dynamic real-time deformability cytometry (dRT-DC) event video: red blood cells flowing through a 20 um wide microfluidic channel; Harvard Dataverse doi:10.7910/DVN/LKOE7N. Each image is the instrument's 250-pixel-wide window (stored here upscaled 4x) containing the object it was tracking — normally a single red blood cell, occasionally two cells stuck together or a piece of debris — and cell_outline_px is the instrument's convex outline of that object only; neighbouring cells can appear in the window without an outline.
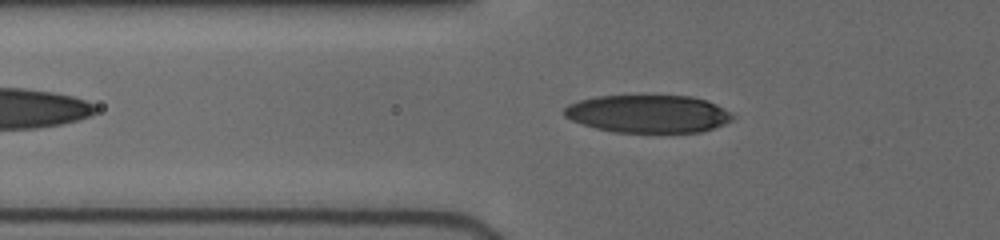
{"species": "human", "species_latin": "Homo sapiens", "temperature_condition": "cold", "stored_images_in_passage": 34, "camera_frame_rate_fps": 3000, "um_per_image_px": 0.085, "donor": {"sex": "female"}, "frame": {"image": 1, "passage_image": 6, "time_ms": 2.0, "image_size_px": [1000, 240], "cell_outline_px": [[736, 116], [712, 128], [700, 132], [616, 132], [596, 128], [572, 120], [564, 116], [564, 108], [568, 104], [580, 100], [600, 96], [692, 96], [716, 104]], "centroid_in_image_um": [55.06, 9.67], "position_along_channel_um": 70.7, "area_um2": 36.53}}
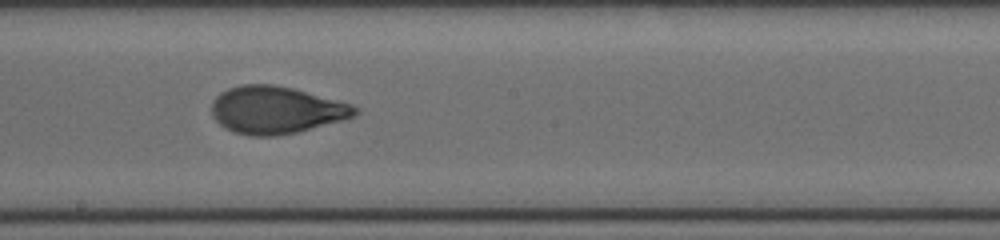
{"frame": {"image": 2, "passage_image": 16, "time_ms": 6.0, "image_size_px": [1000, 240], "cell_outline_px": [[356, 112], [352, 116], [340, 120], [296, 132], [276, 136], [252, 136], [236, 132], [220, 124], [212, 116], [212, 104], [216, 96], [220, 92], [228, 88], [240, 84], [272, 84], [292, 88], [352, 104], [356, 108]], "centroid_in_image_um": [23.41, 9.33], "position_along_channel_um": 224.8, "area_um2": 38.96}}
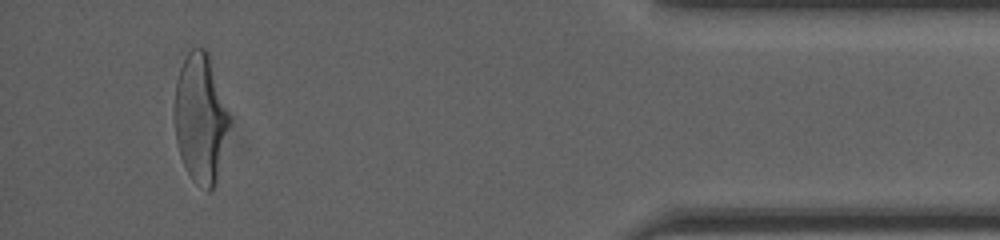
{"frame": {"image": 3, "passage_image": 31, "time_ms": 12.0, "image_size_px": [1000, 240], "cell_outline_px": [[228, 124], [216, 184], [208, 192], [196, 184], [192, 180], [180, 156], [176, 140], [176, 80], [180, 68], [188, 52], [192, 48], [204, 48], [208, 52], [228, 112]], "centroid_in_image_um": [17.03, 10.07], "position_along_channel_um": 418.2, "area_um2": 40.11}, "authors_computed_cell_mechanics": {"area_um2": 39.0439, "velocity_mm_per_s": 3.9899, "shape_relaxation_time_tau1_ms": 3.2916, "shape_relaxation_time_tau2_ms": 0.5841, "deformation_change_tau1": 0.1506, "deformation_change_tau2": 0.0467}}